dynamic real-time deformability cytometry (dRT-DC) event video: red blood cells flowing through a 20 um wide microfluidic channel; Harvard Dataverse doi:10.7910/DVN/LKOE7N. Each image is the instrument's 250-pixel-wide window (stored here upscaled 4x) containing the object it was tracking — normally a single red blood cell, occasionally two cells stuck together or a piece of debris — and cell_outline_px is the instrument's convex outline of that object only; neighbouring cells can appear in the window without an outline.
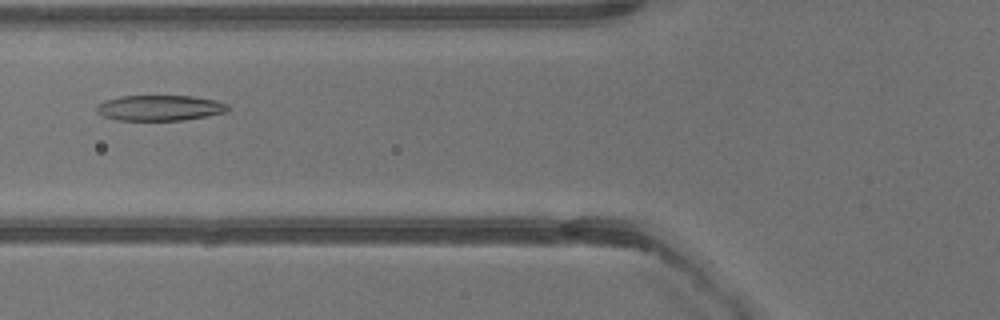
{"species": "common noctule bat (a hibernating species)", "species_latin": "Nyctalus noctula", "temperature_condition": "warm", "stored_images_in_passage": 36, "camera_frame_rate_fps": 3000, "um_per_image_px": 0.085, "animal": {"sex": "male", "body_mass_g": 13.3}, "frame": {"image": 1, "passage_image": 12, "time_ms": 3.667, "image_size_px": [1000, 320], "cell_outline_px": [[232, 108], [228, 112], [184, 120], [116, 120], [104, 116], [96, 112], [96, 104], [104, 100], [120, 96], [192, 96], [216, 100], [228, 104]], "centroid_in_image_um": [13.6, 9.17], "position_along_channel_um": 112.2, "area_um2": 19.77}}
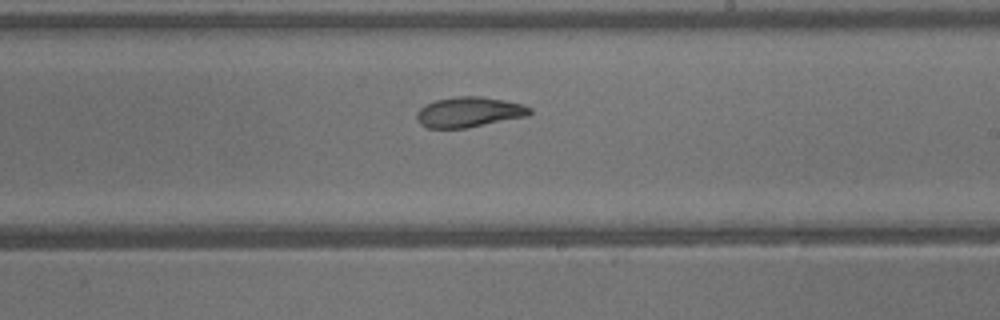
{"frame": {"image": 2, "passage_image": 20, "time_ms": 6.333, "image_size_px": [1000, 320], "cell_outline_px": [[532, 112], [528, 116], [468, 128], [428, 128], [420, 124], [416, 120], [416, 112], [420, 108], [436, 100], [456, 96], [480, 96], [504, 100], [520, 104], [532, 108]], "centroid_in_image_um": [39.87, 9.53], "position_along_channel_um": 249.1, "area_um2": 20.0}}
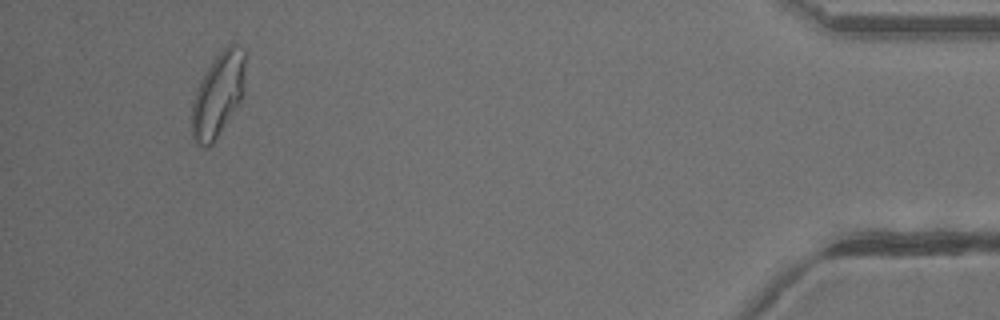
{"frame": {"image": 3, "passage_image": 34, "time_ms": 11.0, "image_size_px": [1000, 320], "cell_outline_px": [[244, 92], [240, 100], [212, 144], [208, 148], [204, 148], [196, 144], [192, 136], [192, 100], [196, 88], [200, 80], [212, 60], [228, 44], [236, 44], [244, 52]], "centroid_in_image_um": [18.5, 8.06], "position_along_channel_um": 416.7, "area_um2": 25.89}}